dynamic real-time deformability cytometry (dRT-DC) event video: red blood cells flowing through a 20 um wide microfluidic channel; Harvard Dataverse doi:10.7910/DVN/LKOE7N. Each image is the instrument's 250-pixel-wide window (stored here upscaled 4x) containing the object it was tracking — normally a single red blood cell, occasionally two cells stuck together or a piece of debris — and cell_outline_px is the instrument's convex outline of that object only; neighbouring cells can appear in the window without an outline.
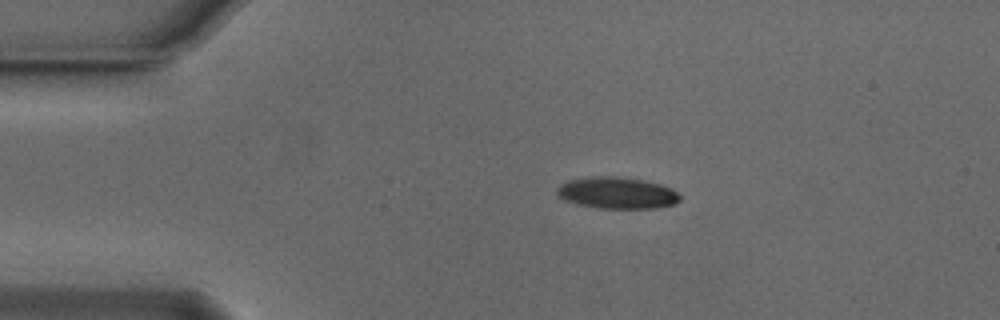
{"species": "Egyptian fruit bat (a non-hibernating species)", "species_latin": "Rousettus aegyptiacus", "temperature_condition": "cold", "stored_images_in_passage": 45, "camera_frame_rate_fps": 3000, "um_per_image_px": 0.085, "animal": {"sex": "male"}, "frame": {"image": 1, "passage_image": 1, "time_ms": 0.0, "image_size_px": [1000, 320], "cell_outline_px": [[680, 200], [676, 204], [656, 208], [596, 208], [576, 204], [564, 200], [556, 192], [556, 188], [560, 184], [568, 180], [592, 176], [612, 176], [644, 180], [660, 184], [672, 188], [680, 196]], "centroid_in_image_um": [52.43, 16.4], "position_along_channel_um": 32.6, "area_um2": 22.77}}
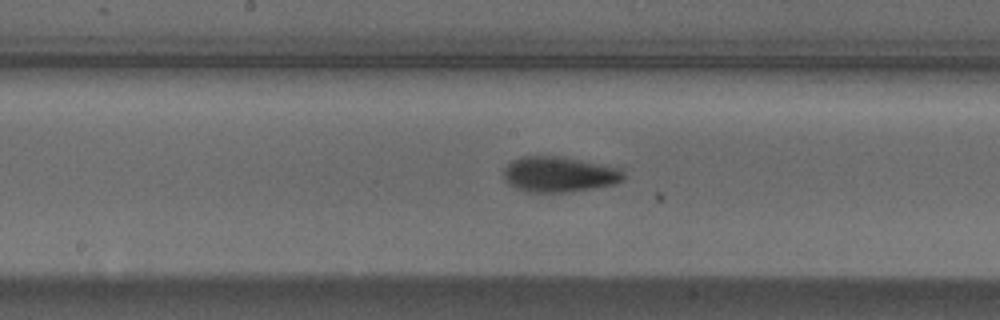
{"frame": {"image": 2, "passage_image": 18, "time_ms": 5.667, "image_size_px": [1000, 320], "cell_outline_px": [[624, 180], [616, 184], [592, 188], [564, 192], [528, 192], [516, 188], [508, 184], [504, 180], [504, 168], [512, 160], [524, 156], [556, 156], [616, 168], [624, 172]], "centroid_in_image_um": [47.47, 14.84], "position_along_channel_um": 200.7, "area_um2": 24.33}}
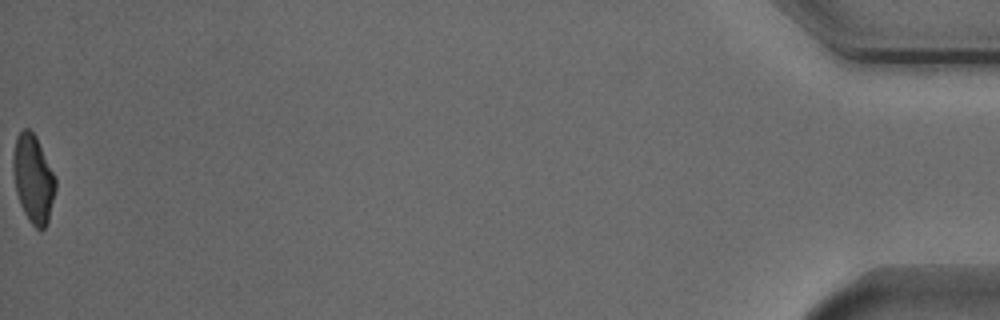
{"frame": {"image": 3, "passage_image": 45, "time_ms": 14.667, "image_size_px": [1000, 320], "cell_outline_px": [[56, 188], [48, 220], [44, 228], [36, 228], [28, 220], [20, 204], [16, 192], [12, 168], [12, 156], [16, 136], [24, 128], [28, 128], [36, 136], [56, 176]], "centroid_in_image_um": [2.82, 15.16], "position_along_channel_um": 432.4, "area_um2": 21.85}, "authors_computed_cell_mechanics": {"area_um2": 22.831, "velocity_mm_per_s": 3.7556, "shape_relaxation_time_tau1_ms": 2.7296, "shape_relaxation_time_tau2_ms": 2.5747, "deformation_change_tau1": 0.1319, "deformation_change_tau2": 0.0819}}